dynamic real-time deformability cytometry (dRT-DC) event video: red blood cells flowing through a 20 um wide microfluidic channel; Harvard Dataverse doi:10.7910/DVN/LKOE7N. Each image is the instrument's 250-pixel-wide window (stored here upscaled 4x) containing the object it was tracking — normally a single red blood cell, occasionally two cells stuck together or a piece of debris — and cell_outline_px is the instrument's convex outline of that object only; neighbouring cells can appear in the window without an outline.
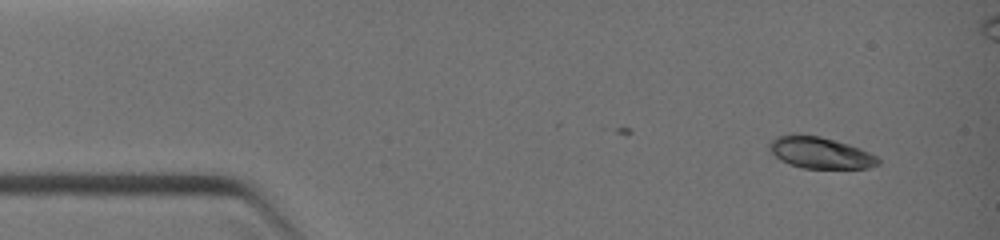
{"species": "common noctule bat (a hibernating species)", "species_latin": "Nyctalus noctula", "temperature_condition": "warm", "stored_images_in_passage": 8, "camera_frame_rate_fps": 3000, "um_per_image_px": 0.085, "animal": {"sex": "female", "body_mass_g": 19.0, "forearm_length_mm": 51.5}, "frame": {"image": 1, "passage_image": 1, "time_ms": 0.0, "image_size_px": [1000, 240], "cell_outline_px": [[880, 164], [868, 168], [804, 168], [788, 164], [780, 160], [768, 148], [768, 144], [776, 136], [820, 136], [848, 144], [860, 148], [876, 156], [880, 160]], "centroid_in_image_um": [69.74, 13.01], "position_along_channel_um": 15.3, "area_um2": 19.54}}